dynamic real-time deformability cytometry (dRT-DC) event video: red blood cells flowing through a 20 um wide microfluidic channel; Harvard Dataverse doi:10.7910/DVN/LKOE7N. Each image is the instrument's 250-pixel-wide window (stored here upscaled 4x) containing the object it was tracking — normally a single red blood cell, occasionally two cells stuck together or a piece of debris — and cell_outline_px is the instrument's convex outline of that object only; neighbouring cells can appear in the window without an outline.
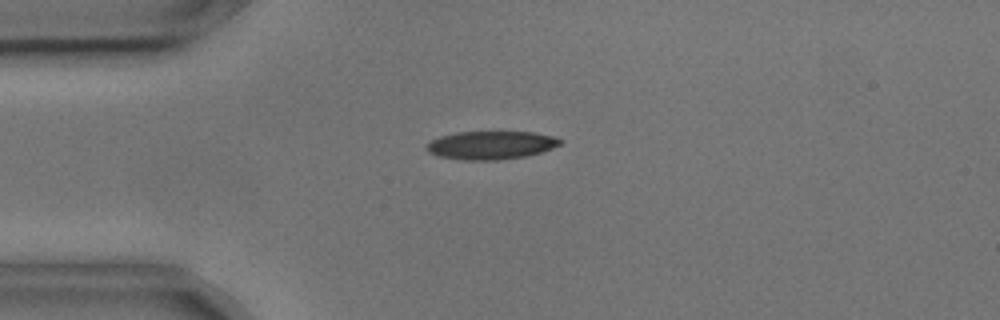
{"species": "common noctule bat (a hibernating species)", "species_latin": "Nyctalus noctula", "temperature_condition": "cold", "stored_images_in_passage": 45, "camera_frame_rate_fps": 3000, "um_per_image_px": 0.085, "animal": {"sex": "male", "body_mass_g": 17.9, "forearm_length_mm": 54.2}, "frame": {"image": 1, "passage_image": 4, "time_ms": 1.0, "image_size_px": [1000, 320], "cell_outline_px": [[564, 140], [560, 144], [552, 148], [540, 152], [524, 156], [496, 160], [464, 160], [440, 156], [428, 152], [424, 148], [432, 140], [440, 136], [456, 132], [532, 132], [556, 136]], "centroid_in_image_um": [41.74, 12.33], "position_along_channel_um": 43.3, "area_um2": 21.91}}
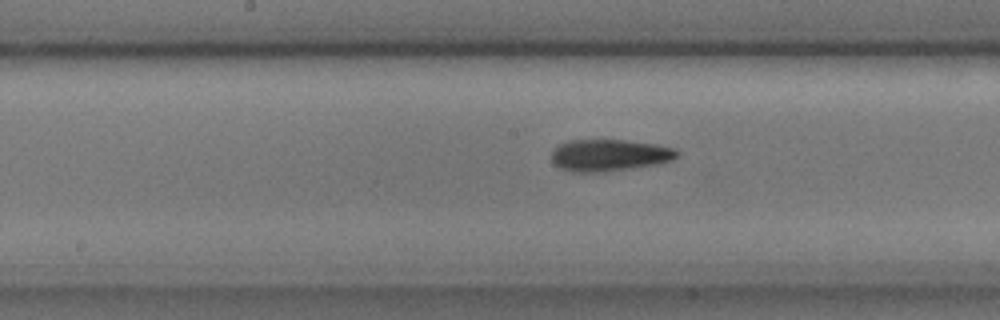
{"frame": {"image": 2, "passage_image": 18, "time_ms": 5.667, "image_size_px": [1000, 320], "cell_outline_px": [[680, 152], [672, 160], [660, 164], [604, 172], [572, 172], [560, 168], [552, 160], [552, 152], [560, 144], [568, 140], [624, 140], [656, 144], [676, 148]], "centroid_in_image_um": [51.83, 13.19], "position_along_channel_um": 196.4, "area_um2": 23.35}}
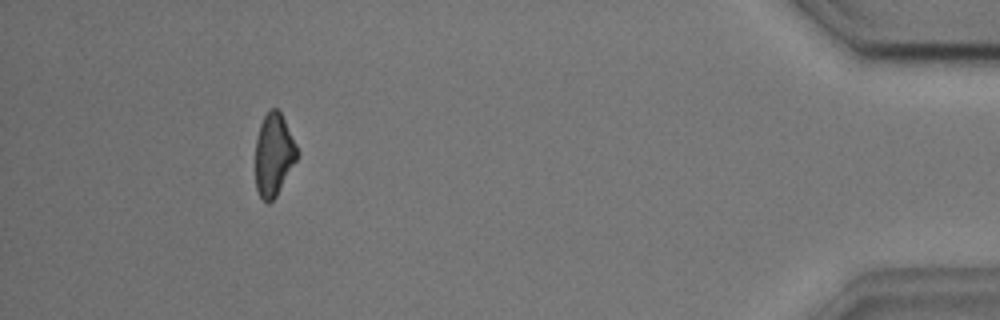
{"frame": {"image": 3, "passage_image": 41, "time_ms": 13.333, "image_size_px": [1000, 320], "cell_outline_px": [[300, 152], [296, 160], [276, 196], [268, 204], [260, 196], [256, 188], [256, 136], [260, 124], [268, 108], [276, 108], [280, 112]], "centroid_in_image_um": [23.26, 13.13], "position_along_channel_um": 411.9, "area_um2": 19.94}, "authors_computed_cell_mechanics": {"area_um2": 22.0218, "velocity_mm_per_s": 3.6366, "shape_relaxation_time_tau1_ms": 6.1584, "shape_relaxation_time_tau2_ms": 5.4996, "deformation_change_tau1": 0.1599, "deformation_change_tau2": 0.1278}}